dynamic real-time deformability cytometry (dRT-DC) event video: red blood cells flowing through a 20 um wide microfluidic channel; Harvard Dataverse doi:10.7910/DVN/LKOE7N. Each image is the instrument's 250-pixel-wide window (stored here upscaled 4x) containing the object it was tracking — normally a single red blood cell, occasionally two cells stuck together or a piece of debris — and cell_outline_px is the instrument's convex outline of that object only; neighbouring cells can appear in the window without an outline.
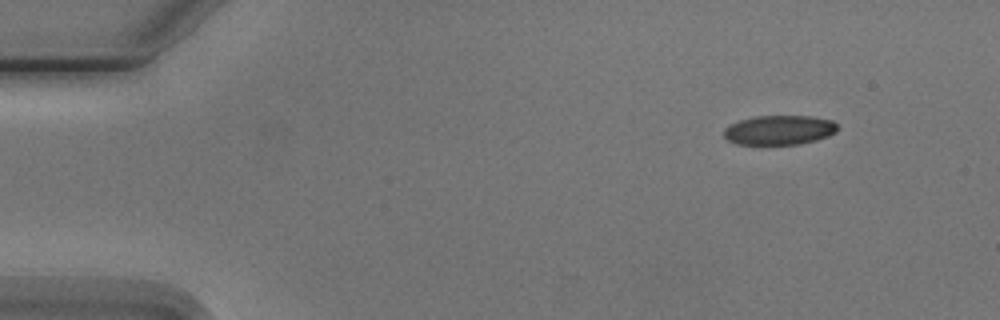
{"species": "Egyptian fruit bat (a non-hibernating species)", "species_latin": "Rousettus aegyptiacus", "temperature_condition": "cold", "stored_images_in_passage": 4, "camera_frame_rate_fps": 3000, "um_per_image_px": 0.085, "animal": {"sex": "male"}, "frame": {"image": 1, "passage_image": 1, "time_ms": 0.0, "image_size_px": [1000, 320], "cell_outline_px": [[836, 132], [828, 136], [816, 140], [800, 144], [736, 144], [728, 140], [724, 136], [724, 128], [740, 120], [756, 116], [812, 116], [832, 120], [836, 124]], "centroid_in_image_um": [66.24, 11.05], "position_along_channel_um": 18.8, "area_um2": 19.42}}